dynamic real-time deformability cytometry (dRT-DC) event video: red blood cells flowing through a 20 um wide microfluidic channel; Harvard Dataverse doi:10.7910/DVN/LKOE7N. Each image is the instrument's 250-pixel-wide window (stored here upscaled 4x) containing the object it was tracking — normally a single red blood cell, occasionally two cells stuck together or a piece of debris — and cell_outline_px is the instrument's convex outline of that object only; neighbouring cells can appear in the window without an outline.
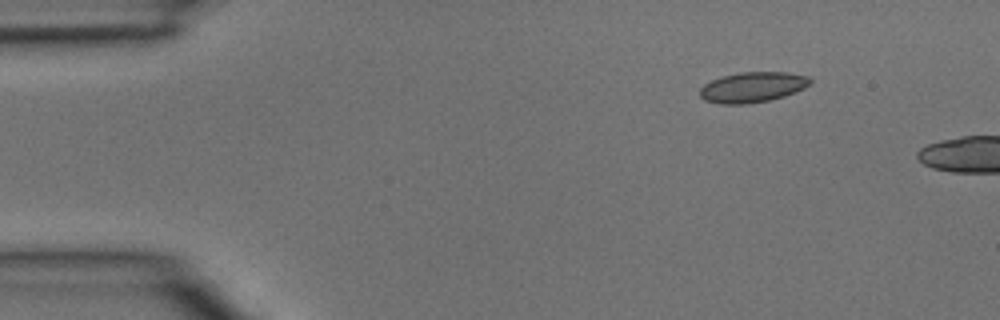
{"species": "common noctule bat (a hibernating species)", "species_latin": "Nyctalus noctula", "temperature_condition": "room temperature", "stored_images_in_passage": 2, "camera_frame_rate_fps": 3000, "um_per_image_px": 0.085, "animal": {"sex": "male", "body_mass_g": 15.6}, "frame": {"image": 1, "passage_image": 1, "time_ms": 0.0, "image_size_px": [1000, 320], "cell_outline_px": [[812, 84], [804, 88], [784, 96], [768, 100], [744, 104], [720, 104], [704, 100], [700, 96], [700, 88], [704, 84], [712, 80], [724, 76], [740, 72], [788, 72], [808, 76], [812, 80]], "centroid_in_image_um": [63.98, 7.4], "position_along_channel_um": 21.0, "area_um2": 19.48}}